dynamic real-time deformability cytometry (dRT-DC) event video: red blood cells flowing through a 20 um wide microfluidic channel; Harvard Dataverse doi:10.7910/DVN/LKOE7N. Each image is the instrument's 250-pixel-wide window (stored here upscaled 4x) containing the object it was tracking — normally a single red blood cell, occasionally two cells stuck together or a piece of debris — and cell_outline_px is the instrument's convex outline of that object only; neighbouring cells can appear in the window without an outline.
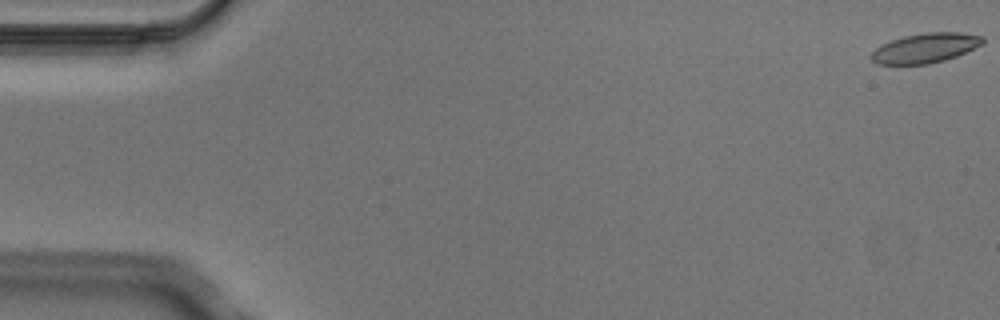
{"species": "Egyptian fruit bat (a non-hibernating species)", "species_latin": "Rousettus aegyptiacus", "temperature_condition": "cold", "stored_images_in_passage": 5, "camera_frame_rate_fps": 3000, "um_per_image_px": 0.085, "animal": {"sex": "male"}, "frame": {"image": 1, "passage_image": 1, "time_ms": 0.0, "image_size_px": [1000, 320], "cell_outline_px": [[984, 44], [956, 56], [944, 60], [928, 64], [876, 64], [868, 56], [876, 48], [892, 40], [904, 36], [924, 32], [960, 32], [984, 36]], "centroid_in_image_um": [78.67, 4.08], "position_along_channel_um": 6.3, "area_um2": 19.31}}